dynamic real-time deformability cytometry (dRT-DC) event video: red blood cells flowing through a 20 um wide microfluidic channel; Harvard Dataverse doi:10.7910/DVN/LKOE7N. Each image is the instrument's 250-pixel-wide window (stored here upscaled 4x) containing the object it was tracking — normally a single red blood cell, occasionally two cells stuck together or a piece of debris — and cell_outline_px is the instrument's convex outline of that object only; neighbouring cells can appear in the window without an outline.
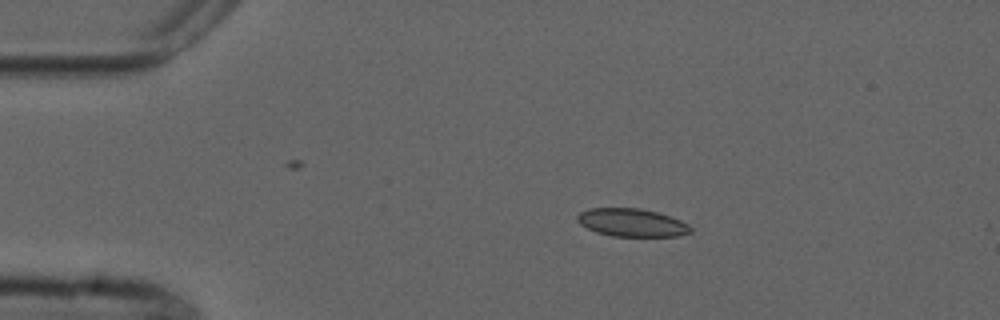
{"species": "common noctule bat (a hibernating species)", "species_latin": "Nyctalus noctula", "temperature_condition": "cold", "stored_images_in_passage": 7, "camera_frame_rate_fps": 3000, "um_per_image_px": 0.085, "animal": {"sex": "male", "forearm_length_mm": 52.5}, "frame": {"image": 1, "passage_image": 3, "time_ms": 2.333, "image_size_px": [1000, 320], "cell_outline_px": [[692, 232], [680, 236], [612, 236], [596, 232], [580, 224], [576, 220], [576, 216], [580, 212], [588, 208], [640, 208], [656, 212], [680, 220], [688, 224], [692, 228]], "centroid_in_image_um": [53.69, 18.92], "position_along_channel_um": 31.3, "area_um2": 18.5}}
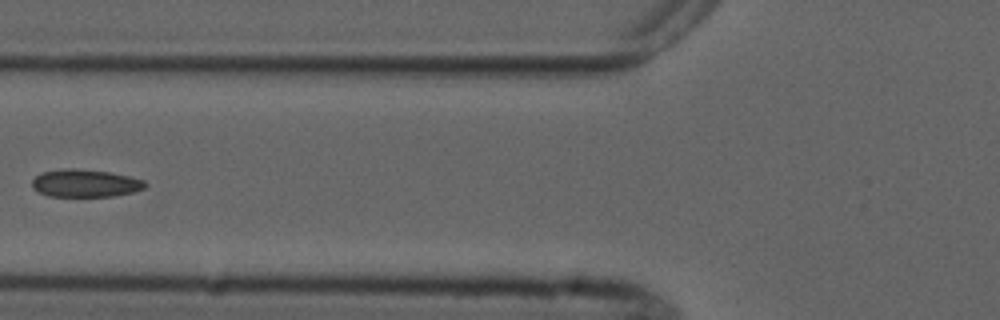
{"frame": {"image": 2, "passage_image": 6, "time_ms": 6.0, "image_size_px": [1000, 320], "cell_outline_px": [[148, 184], [144, 188], [132, 192], [112, 196], [48, 196], [32, 188], [32, 180], [40, 172], [64, 168], [72, 168], [108, 172], [128, 176], [144, 180]], "centroid_in_image_um": [7.22, 15.57], "position_along_channel_um": 118.6, "area_um2": 18.15}}
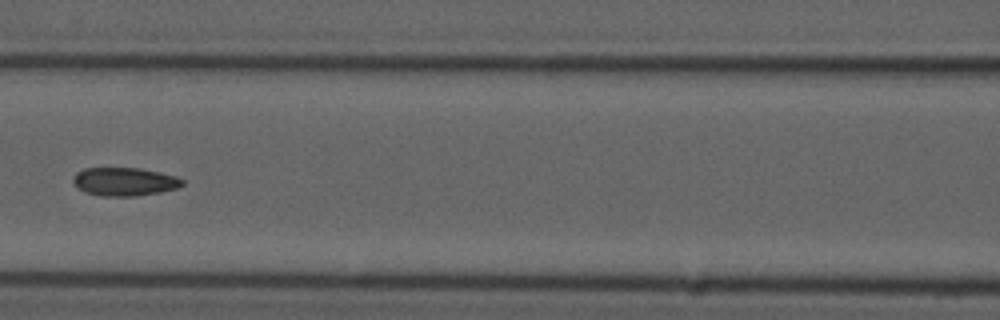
{"frame": {"image": 3, "passage_image": 7, "time_ms": 7.0, "image_size_px": [1000, 320], "cell_outline_px": [[184, 184], [176, 188], [160, 192], [136, 196], [100, 196], [84, 192], [72, 180], [76, 172], [84, 168], [140, 168], [160, 172], [176, 176], [184, 180]], "centroid_in_image_um": [10.59, 15.44], "position_along_channel_um": 156.0, "area_um2": 18.03}}